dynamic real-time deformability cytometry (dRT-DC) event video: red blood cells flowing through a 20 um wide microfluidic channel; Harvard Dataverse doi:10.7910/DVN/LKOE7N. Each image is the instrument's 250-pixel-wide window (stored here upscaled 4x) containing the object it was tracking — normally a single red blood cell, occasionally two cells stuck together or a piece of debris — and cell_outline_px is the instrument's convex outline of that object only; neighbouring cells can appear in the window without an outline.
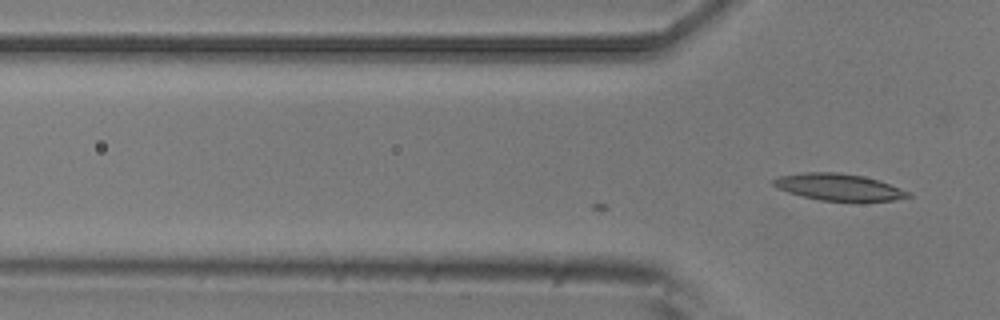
{"species": "common noctule bat (a hibernating species)", "species_latin": "Nyctalus noctula", "temperature_condition": "room temperature", "stored_images_in_passage": 14, "camera_frame_rate_fps": 3000, "um_per_image_px": 0.085, "animal": {"sex": "male", "body_mass_g": 20.5, "forearm_length_mm": 52.5}, "frame": {"image": 1, "passage_image": 14, "time_ms": 4.333, "image_size_px": [1000, 320], "cell_outline_px": [[912, 196], [892, 200], [820, 200], [788, 192], [776, 188], [772, 184], [772, 180], [780, 176], [804, 172], [840, 172], [864, 176], [912, 192]], "centroid_in_image_um": [71.26, 15.88], "position_along_channel_um": 54.5, "area_um2": 20.63}}